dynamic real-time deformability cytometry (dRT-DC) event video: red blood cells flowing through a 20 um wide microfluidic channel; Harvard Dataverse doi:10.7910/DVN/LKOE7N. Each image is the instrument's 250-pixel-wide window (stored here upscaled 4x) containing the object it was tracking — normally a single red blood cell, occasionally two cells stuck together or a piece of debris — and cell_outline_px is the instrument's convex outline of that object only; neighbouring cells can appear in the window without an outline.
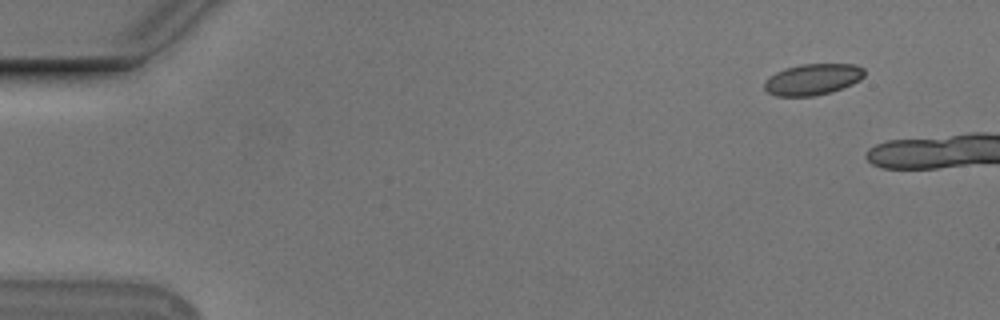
{"species": "Egyptian fruit bat (a non-hibernating species)", "species_latin": "Rousettus aegyptiacus", "temperature_condition": "cold", "stored_images_in_passage": 4, "camera_frame_rate_fps": 3000, "um_per_image_px": 0.085, "animal": {"sex": "male"}, "frame": {"image": 1, "passage_image": 1, "time_ms": 0.0, "image_size_px": [1000, 320], "cell_outline_px": [[864, 76], [860, 80], [852, 84], [832, 92], [812, 96], [776, 96], [768, 92], [764, 88], [764, 80], [776, 72], [784, 68], [800, 64], [856, 64], [864, 68]], "centroid_in_image_um": [69.08, 6.74], "position_along_channel_um": 15.9, "area_um2": 18.32}}